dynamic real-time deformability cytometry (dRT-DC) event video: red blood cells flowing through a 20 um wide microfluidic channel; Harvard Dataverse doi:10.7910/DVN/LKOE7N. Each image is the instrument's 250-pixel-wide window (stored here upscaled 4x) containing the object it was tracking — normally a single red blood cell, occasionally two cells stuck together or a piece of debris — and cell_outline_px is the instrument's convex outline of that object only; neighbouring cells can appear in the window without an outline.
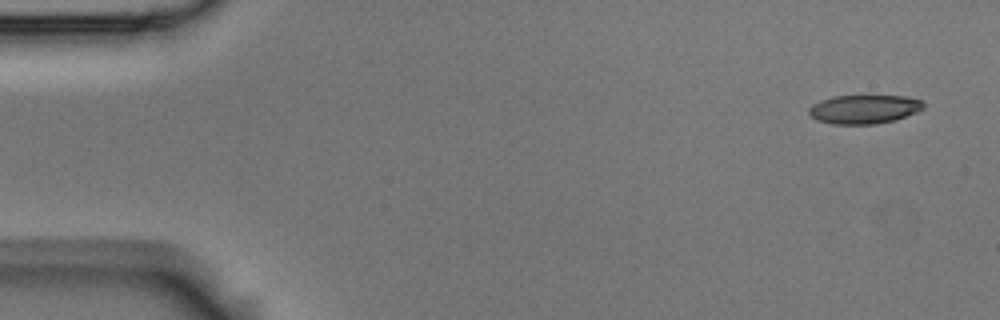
{"species": "Egyptian fruit bat (a non-hibernating species)", "species_latin": "Rousettus aegyptiacus", "temperature_condition": "room temperature", "stored_images_in_passage": 6, "camera_frame_rate_fps": 3000, "um_per_image_px": 0.085, "animal": {"sex": "male"}, "frame": {"image": 1, "passage_image": 1, "time_ms": 0.0, "image_size_px": [1000, 320], "cell_outline_px": [[924, 108], [916, 112], [896, 120], [876, 124], [832, 124], [816, 120], [808, 112], [808, 108], [812, 104], [820, 100], [832, 96], [908, 96], [920, 100], [924, 104]], "centroid_in_image_um": [73.43, 9.28], "position_along_channel_um": 11.6, "area_um2": 19.36}}
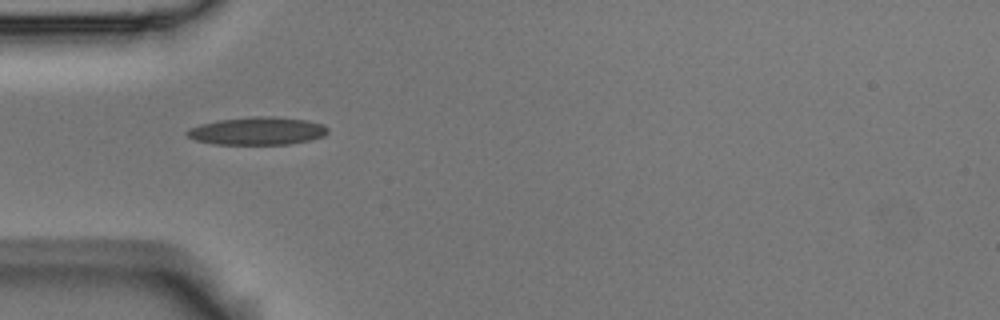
{"frame": {"image": 2, "passage_image": 5, "time_ms": 1.333, "image_size_px": [1000, 320], "cell_outline_px": [[328, 132], [324, 136], [308, 140], [288, 144], [216, 144], [196, 140], [188, 136], [184, 132], [188, 128], [200, 124], [220, 120], [252, 116], [268, 116], [308, 120], [324, 124], [328, 128]], "centroid_in_image_um": [21.88, 11.12], "position_along_channel_um": 63.1, "area_um2": 22.77}}
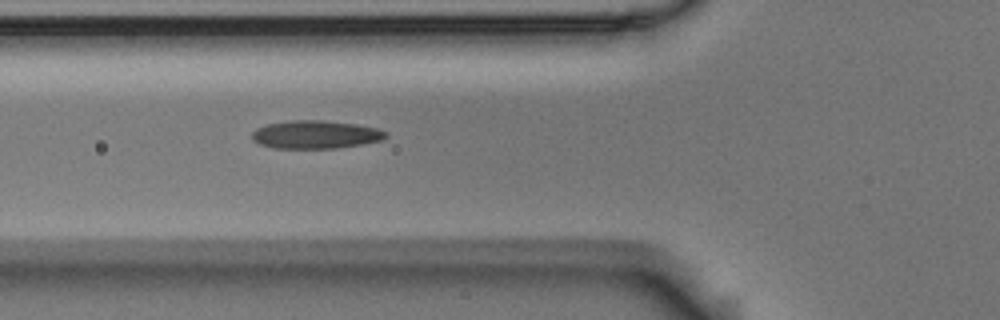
{"frame": {"image": 3, "passage_image": 6, "time_ms": 1.667, "image_size_px": [1000, 320], "cell_outline_px": [[388, 136], [384, 140], [336, 148], [272, 148], [260, 144], [252, 140], [252, 132], [256, 128], [268, 124], [288, 120], [320, 120], [356, 124], [376, 128], [388, 132]], "centroid_in_image_um": [26.82, 11.43], "position_along_channel_um": 99.0, "area_um2": 21.96}}